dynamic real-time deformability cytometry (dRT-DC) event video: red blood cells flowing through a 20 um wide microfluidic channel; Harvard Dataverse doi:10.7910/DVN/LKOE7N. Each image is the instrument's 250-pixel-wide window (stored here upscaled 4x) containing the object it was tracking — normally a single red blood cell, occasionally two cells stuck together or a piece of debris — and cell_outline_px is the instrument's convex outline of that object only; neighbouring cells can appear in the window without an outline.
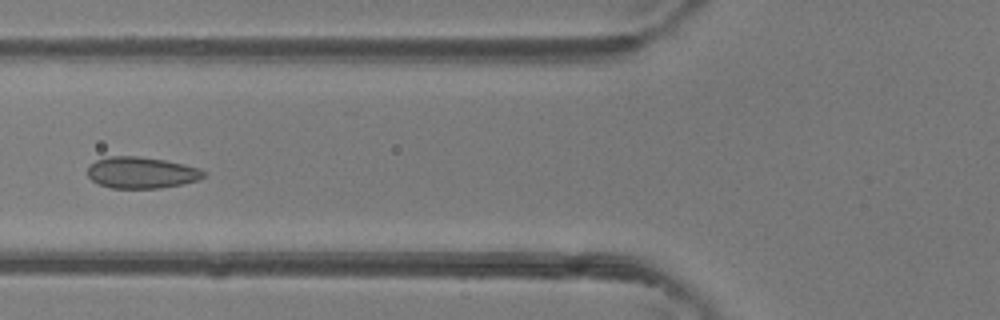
{"species": "common noctule bat (a hibernating species)", "species_latin": "Nyctalus noctula", "temperature_condition": "room temperature", "stored_images_in_passage": 44, "camera_frame_rate_fps": 3000, "um_per_image_px": 0.085, "animal": {"sex": "female"}, "frame": {"image": 1, "passage_image": 19, "time_ms": 6.0, "image_size_px": [1000, 320], "cell_outline_px": [[204, 176], [200, 180], [160, 188], [112, 188], [100, 184], [92, 180], [88, 176], [88, 168], [96, 160], [108, 156], [136, 156], [164, 160], [184, 164], [200, 168], [204, 172]], "centroid_in_image_um": [12.03, 14.67], "position_along_channel_um": 113.8, "area_um2": 21.1}}
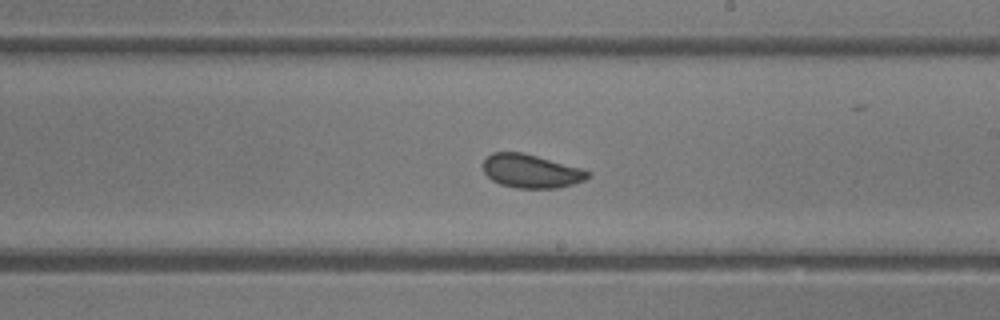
{"frame": {"image": 2, "passage_image": 28, "time_ms": 9.0, "image_size_px": [1000, 320], "cell_outline_px": [[592, 176], [584, 180], [572, 184], [556, 188], [516, 188], [500, 184], [492, 180], [484, 172], [484, 160], [492, 152], [524, 152], [580, 168], [592, 172]], "centroid_in_image_um": [45.15, 14.54], "position_along_channel_um": 243.8, "area_um2": 20.46}}
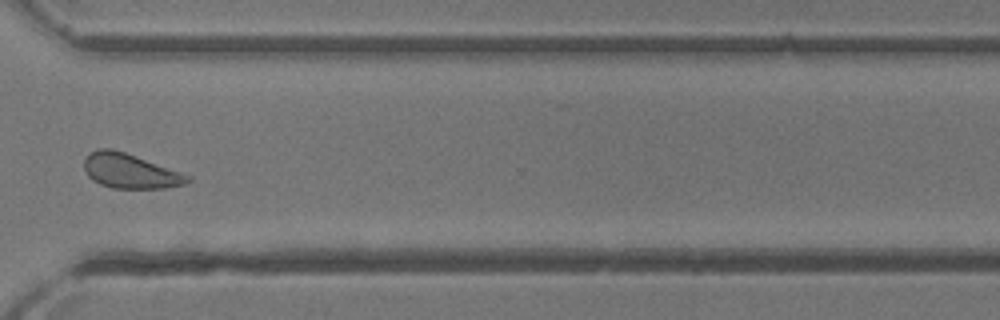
{"frame": {"image": 3, "passage_image": 36, "time_ms": 11.667, "image_size_px": [1000, 320], "cell_outline_px": [[192, 180], [184, 184], [164, 188], [112, 188], [100, 184], [92, 180], [88, 176], [84, 168], [84, 160], [92, 152], [100, 148], [112, 148], [124, 152], [192, 176]], "centroid_in_image_um": [11.06, 14.55], "position_along_channel_um": 359.5, "area_um2": 20.69}, "authors_computed_cell_mechanics": {"area_um2": 21.4149, "velocity_mm_per_s": 4.3406, "shape_relaxation_time_tau1_ms": 2.8091, "shape_relaxation_time_tau2_ms": null, "deformation_change_tau1": 0.0866, "deformation_change_tau2": null}}